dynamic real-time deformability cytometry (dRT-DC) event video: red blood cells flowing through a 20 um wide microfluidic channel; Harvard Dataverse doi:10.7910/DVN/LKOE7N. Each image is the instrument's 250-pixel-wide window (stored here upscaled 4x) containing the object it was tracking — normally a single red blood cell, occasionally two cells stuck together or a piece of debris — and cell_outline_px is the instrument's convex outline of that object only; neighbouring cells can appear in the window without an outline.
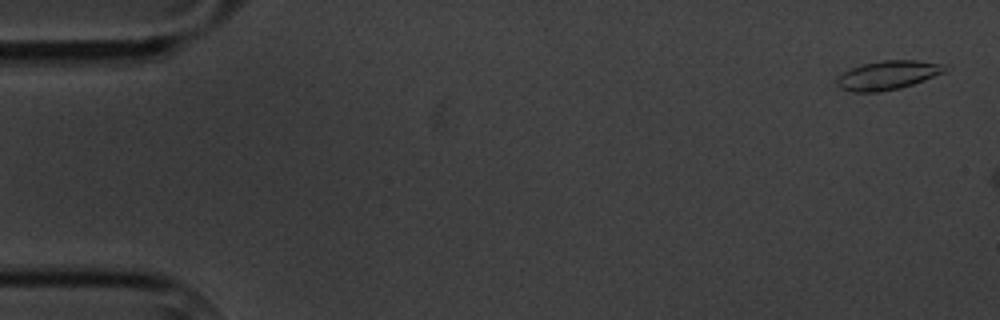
{"species": "common noctule bat (a hibernating species)", "species_latin": "Nyctalus noctula", "temperature_condition": "cold", "stored_images_in_passage": 3, "camera_frame_rate_fps": 3000, "um_per_image_px": 0.085, "animal": {"sex": "male", "body_mass_g": 20.1, "forearm_length_mm": 53.5}, "frame": {"image": 1, "passage_image": 1, "time_ms": 0.0, "image_size_px": [1000, 320], "cell_outline_px": [[948, 68], [944, 72], [924, 80], [900, 88], [876, 92], [852, 92], [840, 88], [836, 84], [836, 76], [852, 68], [864, 64], [880, 60], [916, 60], [940, 64]], "centroid_in_image_um": [75.41, 6.39], "position_along_channel_um": 9.6, "area_um2": 18.03}}